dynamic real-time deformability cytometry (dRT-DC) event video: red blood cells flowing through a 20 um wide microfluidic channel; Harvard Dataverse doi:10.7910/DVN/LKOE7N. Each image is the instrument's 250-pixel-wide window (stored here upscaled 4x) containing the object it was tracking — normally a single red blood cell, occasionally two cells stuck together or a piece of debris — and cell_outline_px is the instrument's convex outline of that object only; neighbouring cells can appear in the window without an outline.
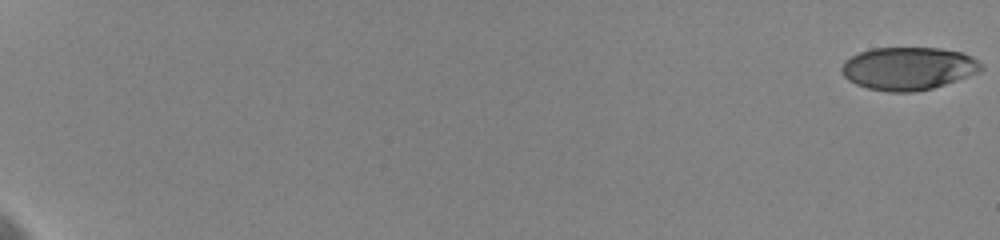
{"species": "human", "species_latin": "Homo sapiens", "temperature_condition": "cold", "stored_images_in_passage": 45, "camera_frame_rate_fps": 3000, "um_per_image_px": 0.085, "donor": {"sex": "female"}, "frame": {"image": 1, "passage_image": 1, "time_ms": 0.0, "image_size_px": [1000, 240], "cell_outline_px": [[984, 68], [980, 72], [932, 88], [912, 92], [888, 92], [868, 88], [856, 84], [848, 80], [844, 76], [840, 68], [852, 56], [860, 52], [872, 48], [940, 48], [960, 52], [972, 56], [984, 64]], "centroid_in_image_um": [77.24, 5.82], "position_along_channel_um": 7.8, "area_um2": 34.74}}